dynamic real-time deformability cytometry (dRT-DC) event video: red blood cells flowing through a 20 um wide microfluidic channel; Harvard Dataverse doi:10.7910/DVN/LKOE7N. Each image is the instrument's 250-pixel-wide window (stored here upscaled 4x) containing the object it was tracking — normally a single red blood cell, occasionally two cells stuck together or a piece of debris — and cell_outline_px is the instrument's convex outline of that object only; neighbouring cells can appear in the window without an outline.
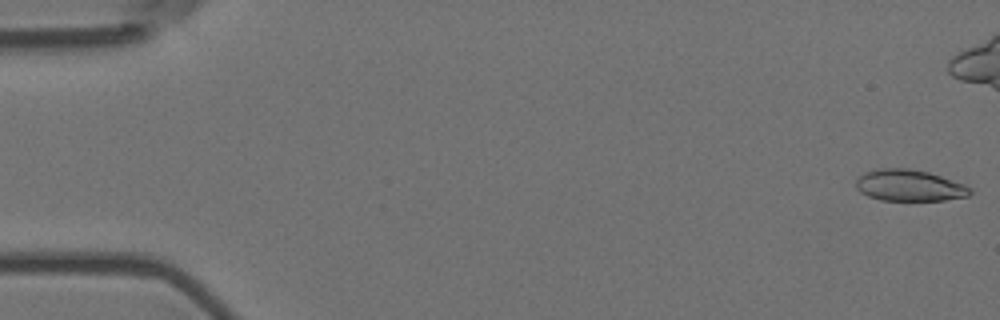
{"species": "Egyptian fruit bat (a non-hibernating species)", "species_latin": "Rousettus aegyptiacus", "temperature_condition": "room temperature", "stored_images_in_passage": 7, "camera_frame_rate_fps": 3000, "um_per_image_px": 0.085, "animal": {"sex": "female"}, "frame": {"image": 1, "passage_image": 1, "time_ms": 0.0, "image_size_px": [1000, 320], "cell_outline_px": [[972, 192], [968, 196], [944, 200], [880, 200], [868, 196], [860, 192], [856, 188], [856, 180], [864, 172], [876, 168], [908, 168], [928, 172], [964, 184], [972, 188]], "centroid_in_image_um": [77.27, 15.76], "position_along_channel_um": 7.7, "area_um2": 20.92}}